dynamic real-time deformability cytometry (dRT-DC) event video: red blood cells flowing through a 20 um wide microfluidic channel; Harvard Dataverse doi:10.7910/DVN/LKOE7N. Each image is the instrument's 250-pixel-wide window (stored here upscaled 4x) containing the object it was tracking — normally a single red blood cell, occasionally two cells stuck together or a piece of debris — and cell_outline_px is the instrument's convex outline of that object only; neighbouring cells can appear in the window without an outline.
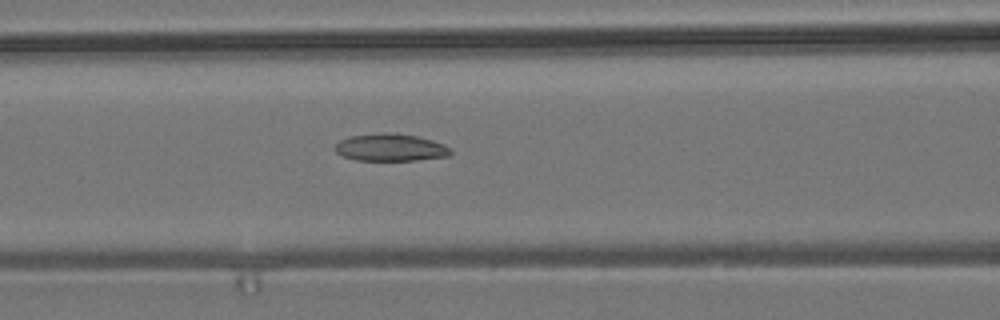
{"species": "common noctule bat (a hibernating species)", "species_latin": "Nyctalus noctula", "temperature_condition": "room temperature", "stored_images_in_passage": 35, "camera_frame_rate_fps": 3000, "um_per_image_px": 0.085, "animal": {"sex": "male", "body_mass_g": 19.2, "forearm_length_mm": 51.8}, "frame": {"image": 1, "passage_image": 21, "time_ms": 6.667, "image_size_px": [1000, 320], "cell_outline_px": [[452, 156], [416, 160], [356, 160], [344, 156], [336, 152], [336, 144], [340, 140], [348, 136], [384, 132], [392, 132], [416, 136], [432, 140], [444, 144], [452, 148]], "centroid_in_image_um": [33.24, 12.53], "position_along_channel_um": 133.4, "area_um2": 18.55}}
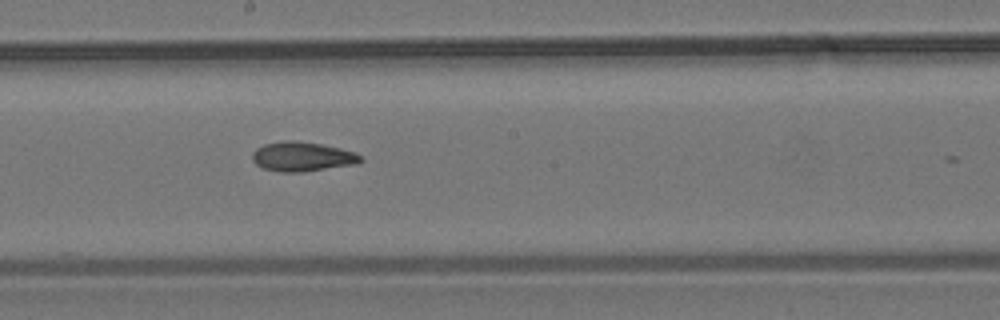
{"frame": {"image": 2, "passage_image": 28, "time_ms": 9.0, "image_size_px": [1000, 320], "cell_outline_px": [[364, 160], [356, 164], [300, 172], [280, 172], [264, 168], [256, 164], [252, 160], [252, 152], [256, 148], [264, 144], [280, 140], [296, 140], [320, 144], [340, 148], [356, 152]], "centroid_in_image_um": [25.67, 13.3], "position_along_channel_um": 222.5, "area_um2": 18.67}}
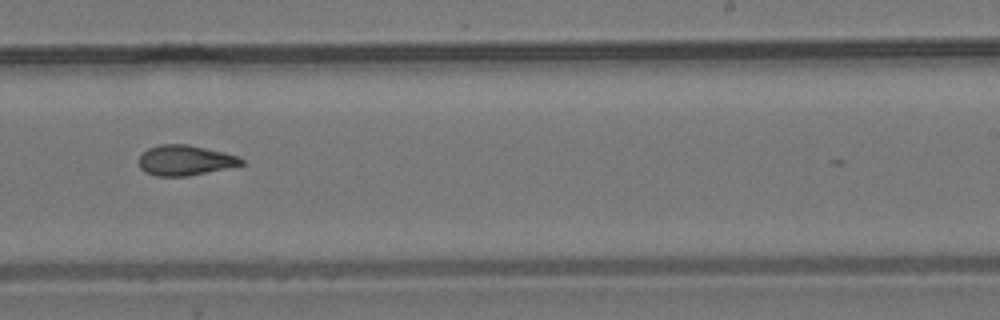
{"frame": {"image": 3, "passage_image": 32, "time_ms": 10.333, "image_size_px": [1000, 320], "cell_outline_px": [[244, 164], [188, 176], [156, 176], [144, 172], [140, 168], [140, 156], [148, 148], [160, 144], [188, 144], [224, 152], [240, 156], [244, 160]], "centroid_in_image_um": [15.74, 13.62], "position_along_channel_um": 273.3, "area_um2": 18.03}}